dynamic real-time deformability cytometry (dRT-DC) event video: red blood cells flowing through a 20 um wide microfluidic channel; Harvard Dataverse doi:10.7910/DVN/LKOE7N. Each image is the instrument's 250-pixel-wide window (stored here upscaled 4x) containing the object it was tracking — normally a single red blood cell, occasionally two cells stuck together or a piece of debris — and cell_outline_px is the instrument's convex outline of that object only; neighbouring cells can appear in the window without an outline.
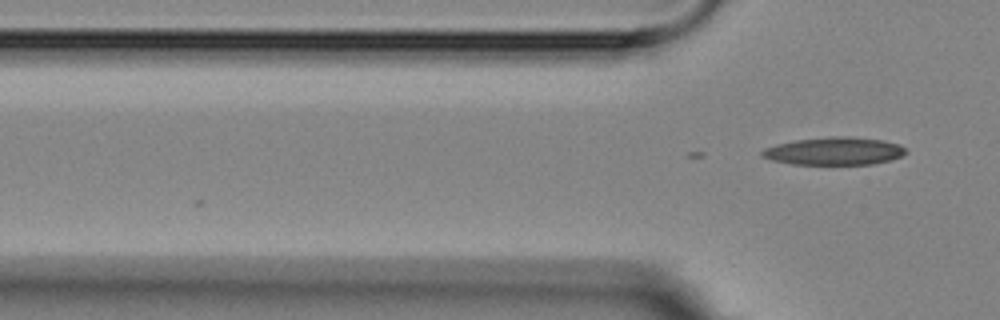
{"species": "Egyptian fruit bat (a non-hibernating species)", "species_latin": "Rousettus aegyptiacus", "temperature_condition": "room temperature", "stored_images_in_passage": 3, "camera_frame_rate_fps": 3000, "um_per_image_px": 0.085, "animal": {"sex": "female"}, "frame": {"image": 1, "passage_image": 3, "time_ms": 2.333, "image_size_px": [1000, 320], "cell_outline_px": [[908, 152], [904, 156], [872, 164], [792, 164], [772, 160], [760, 156], [760, 152], [764, 148], [776, 144], [796, 140], [832, 136], [848, 136], [880, 140], [900, 144]], "centroid_in_image_um": [70.9, 12.84], "position_along_channel_um": 54.9, "area_um2": 23.24}}